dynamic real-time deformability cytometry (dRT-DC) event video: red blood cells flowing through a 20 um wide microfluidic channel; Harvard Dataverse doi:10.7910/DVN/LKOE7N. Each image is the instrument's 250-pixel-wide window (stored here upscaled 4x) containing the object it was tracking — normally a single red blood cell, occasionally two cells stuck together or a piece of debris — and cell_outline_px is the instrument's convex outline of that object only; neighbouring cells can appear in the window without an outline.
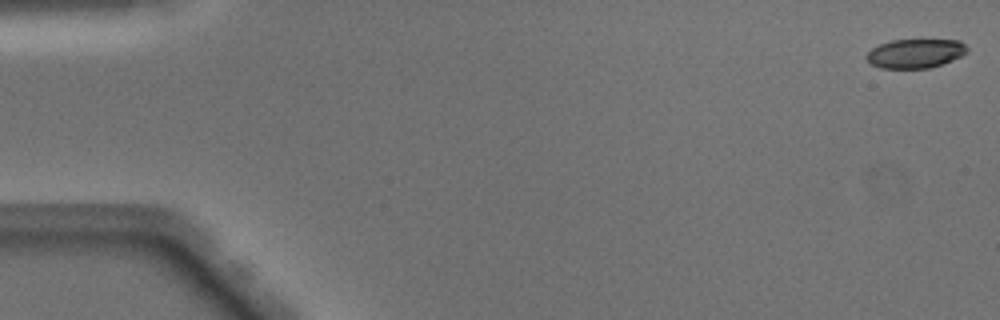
{"species": "Egyptian fruit bat (a non-hibernating species)", "species_latin": "Rousettus aegyptiacus", "temperature_condition": "warm", "stored_images_in_passage": 49, "camera_frame_rate_fps": 3000, "um_per_image_px": 0.085, "animal": {"sex": "male"}, "frame": {"image": 1, "passage_image": 1, "time_ms": 0.0, "image_size_px": [1000, 320], "cell_outline_px": [[968, 52], [952, 60], [928, 68], [880, 68], [872, 64], [864, 56], [872, 48], [880, 44], [892, 40], [960, 40], [968, 48]], "centroid_in_image_um": [77.8, 4.54], "position_along_channel_um": 7.2, "area_um2": 16.94}}
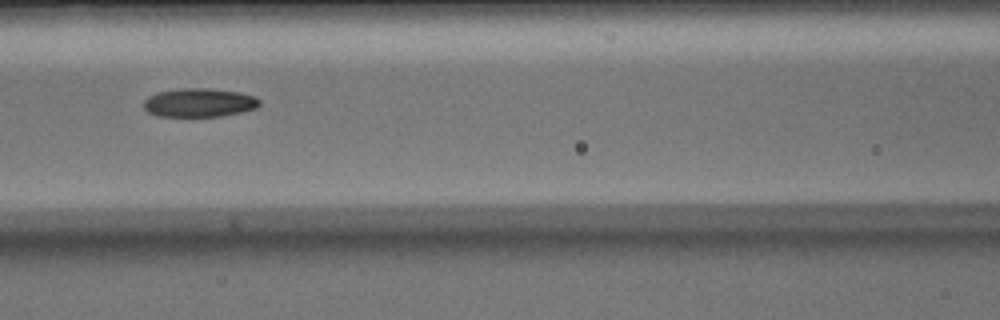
{"frame": {"image": 2, "passage_image": 22, "time_ms": 7.0, "image_size_px": [1000, 320], "cell_outline_px": [[260, 104], [256, 108], [240, 112], [220, 116], [156, 116], [148, 112], [144, 108], [144, 100], [148, 96], [156, 92], [176, 88], [208, 88], [240, 92], [256, 96], [260, 100]], "centroid_in_image_um": [16.92, 8.71], "position_along_channel_um": 149.7, "area_um2": 19.54}}
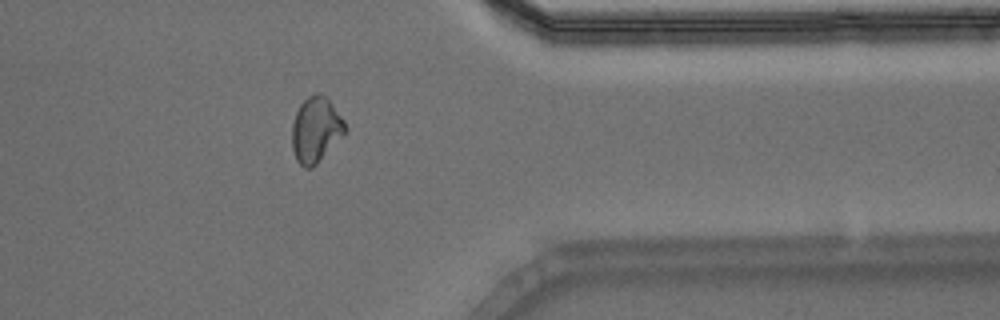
{"frame": {"image": 3, "passage_image": 40, "time_ms": 13.0, "image_size_px": [1000, 320], "cell_outline_px": [[348, 128], [316, 164], [312, 168], [304, 168], [296, 160], [292, 148], [292, 124], [296, 112], [300, 104], [308, 96], [316, 92], [320, 92], [332, 104], [344, 120]], "centroid_in_image_um": [26.82, 11.01], "position_along_channel_um": 384.6, "area_um2": 20.0}, "authors_computed_cell_mechanics": {"area_um2": 19.4208, "velocity_mm_per_s": 4.1114, "shape_relaxation_time_tau1_ms": 8.4549, "shape_relaxation_time_tau2_ms": 3.9124, "deformation_change_tau1": 0.1813, "deformation_change_tau2": 0.0948}}